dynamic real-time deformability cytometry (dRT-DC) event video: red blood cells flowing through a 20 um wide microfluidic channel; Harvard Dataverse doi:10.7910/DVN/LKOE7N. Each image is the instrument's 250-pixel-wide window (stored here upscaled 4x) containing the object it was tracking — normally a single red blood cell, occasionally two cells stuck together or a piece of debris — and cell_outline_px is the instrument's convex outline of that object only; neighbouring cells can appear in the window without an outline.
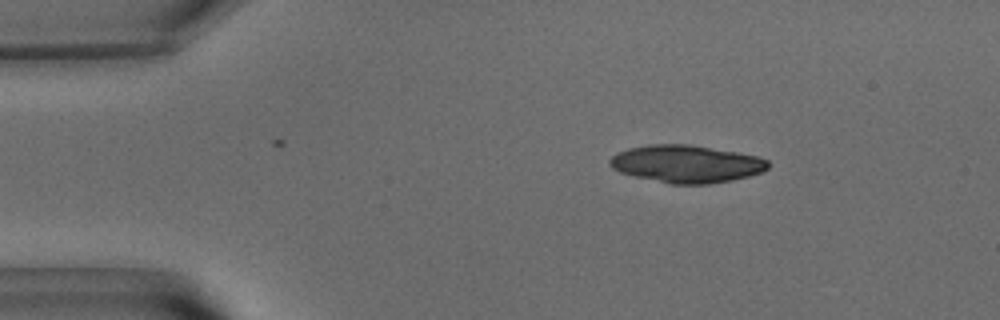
{"species": "common noctule bat (a hibernating species)", "species_latin": "Nyctalus noctula", "temperature_condition": "warm", "stored_images_in_passage": 44, "camera_frame_rate_fps": 3000, "um_per_image_px": 0.085, "animal": {"sex": "male", "body_mass_g": 15.6}, "frame": {"image": 1, "passage_image": 7, "time_ms": 2.0, "image_size_px": [1000, 320], "cell_outline_px": [[768, 168], [764, 172], [732, 180], [708, 184], [672, 184], [636, 176], [620, 172], [612, 168], [608, 164], [608, 160], [616, 152], [628, 148], [648, 144], [688, 144], [736, 152], [756, 156], [768, 160]], "centroid_in_image_um": [58.32, 13.92], "position_along_channel_um": 26.7, "area_um2": 34.56}}